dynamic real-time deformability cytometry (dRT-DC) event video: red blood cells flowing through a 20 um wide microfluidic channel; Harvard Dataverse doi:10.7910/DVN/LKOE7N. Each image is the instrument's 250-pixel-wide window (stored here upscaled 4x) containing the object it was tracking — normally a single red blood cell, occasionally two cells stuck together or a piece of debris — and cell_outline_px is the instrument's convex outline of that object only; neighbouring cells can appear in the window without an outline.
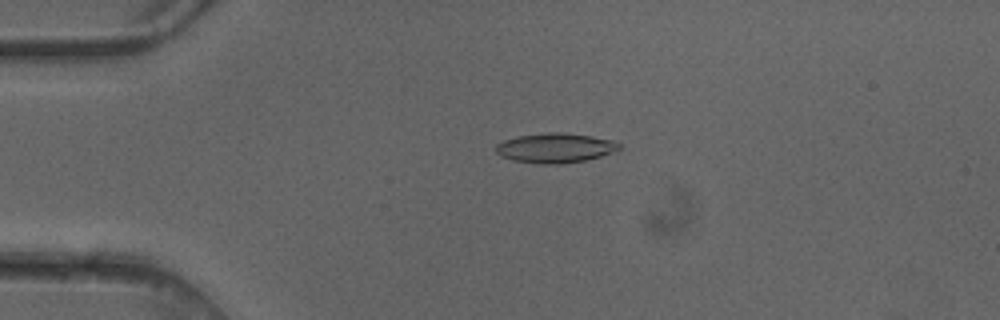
{"species": "common noctule bat (a hibernating species)", "species_latin": "Nyctalus noctula", "temperature_condition": "cold", "stored_images_in_passage": 4, "camera_frame_rate_fps": 3000, "um_per_image_px": 0.085, "animal": {"sex": "female"}, "frame": {"image": 1, "passage_image": 3, "time_ms": 0.667, "image_size_px": [1000, 320], "cell_outline_px": [[620, 148], [612, 152], [600, 156], [584, 160], [560, 164], [540, 164], [512, 160], [500, 156], [496, 152], [496, 144], [504, 140], [520, 136], [548, 132], [564, 132], [592, 136], [616, 140], [620, 144]], "centroid_in_image_um": [47.2, 12.57], "position_along_channel_um": 37.8, "area_um2": 21.33}}